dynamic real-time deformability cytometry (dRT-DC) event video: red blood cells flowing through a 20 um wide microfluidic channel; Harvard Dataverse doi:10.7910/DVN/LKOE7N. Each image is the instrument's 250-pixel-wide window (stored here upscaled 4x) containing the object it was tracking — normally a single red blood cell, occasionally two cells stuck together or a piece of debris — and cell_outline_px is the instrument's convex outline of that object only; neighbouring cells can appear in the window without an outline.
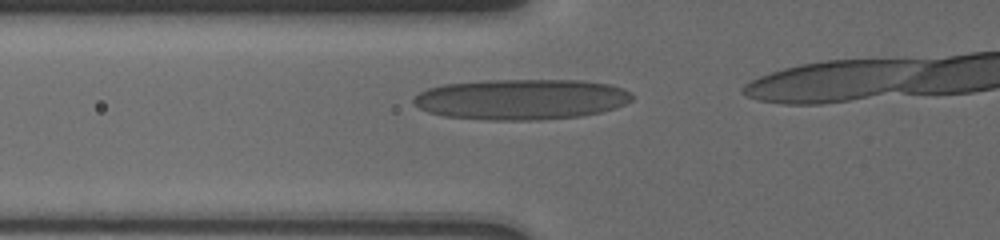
{"species": "human", "species_latin": "Homo sapiens", "temperature_condition": "cold", "stored_images_in_passage": 10, "camera_frame_rate_fps": 3000, "um_per_image_px": 0.085, "donor": {"sex": "male"}, "frame": {"image": 1, "passage_image": 4, "time_ms": 1.0, "image_size_px": [1000, 240], "cell_outline_px": [[632, 100], [616, 108], [600, 112], [580, 116], [536, 120], [492, 120], [444, 116], [428, 112], [420, 108], [412, 100], [420, 92], [428, 88], [444, 84], [484, 80], [580, 80], [612, 84], [624, 88], [632, 92]], "centroid_in_image_um": [44.35, 8.43], "position_along_channel_um": 81.5, "area_um2": 51.85}}
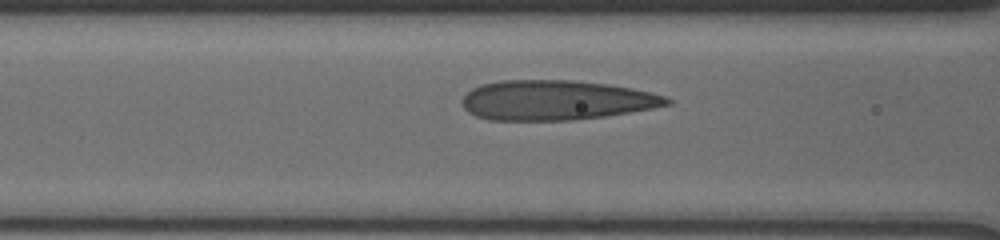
{"frame": {"image": 2, "passage_image": 7, "time_ms": 2.0, "image_size_px": [1000, 240], "cell_outline_px": [[672, 104], [652, 108], [604, 116], [572, 120], [488, 120], [476, 116], [468, 112], [464, 108], [464, 96], [472, 88], [480, 84], [500, 80], [572, 80], [608, 84], [632, 88], [664, 96], [672, 100]], "centroid_in_image_um": [47.24, 8.51], "position_along_channel_um": 119.4, "area_um2": 47.34}}